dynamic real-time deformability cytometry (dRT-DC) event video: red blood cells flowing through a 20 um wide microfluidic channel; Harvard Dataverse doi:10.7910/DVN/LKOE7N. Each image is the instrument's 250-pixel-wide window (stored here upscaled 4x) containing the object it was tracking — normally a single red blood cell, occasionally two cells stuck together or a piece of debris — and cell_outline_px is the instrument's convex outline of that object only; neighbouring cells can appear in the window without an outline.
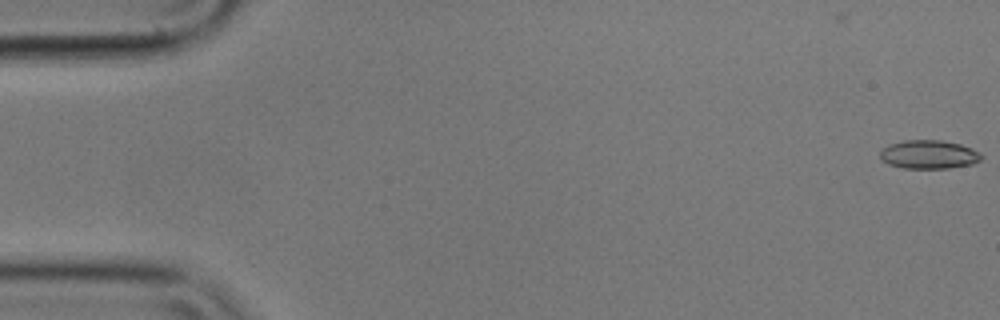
{"species": "common noctule bat (a hibernating species)", "species_latin": "Nyctalus noctula", "temperature_condition": "cold", "stored_images_in_passage": 6, "camera_frame_rate_fps": 3000, "um_per_image_px": 0.085, "animal": {"sex": "male", "body_mass_g": 17.9}, "frame": {"image": 1, "passage_image": 1, "time_ms": 0.0, "image_size_px": [1000, 320], "cell_outline_px": [[984, 156], [980, 160], [972, 164], [948, 168], [904, 168], [888, 164], [880, 160], [880, 152], [888, 144], [904, 140], [940, 140], [960, 144], [972, 148], [980, 152]], "centroid_in_image_um": [78.95, 13.13], "position_along_channel_um": 6.0, "area_um2": 16.99}}